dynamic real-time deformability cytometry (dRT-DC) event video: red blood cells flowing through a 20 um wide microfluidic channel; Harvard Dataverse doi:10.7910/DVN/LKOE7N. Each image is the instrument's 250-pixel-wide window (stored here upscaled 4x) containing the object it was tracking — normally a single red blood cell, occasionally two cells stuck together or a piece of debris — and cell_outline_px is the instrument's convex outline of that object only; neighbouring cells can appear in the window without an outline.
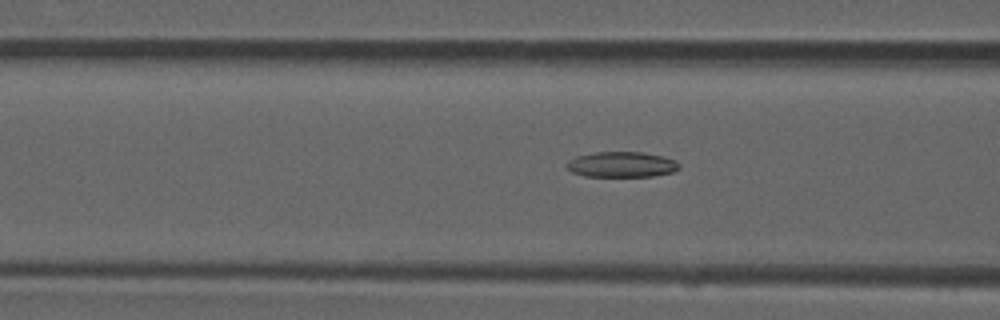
{"species": "common noctule bat (a hibernating species)", "species_latin": "Nyctalus noctula", "temperature_condition": "room temperature", "stored_images_in_passage": 42, "camera_frame_rate_fps": 3000, "um_per_image_px": 0.085, "animal": {"sex": "male", "forearm_length_mm": 52.5}, "frame": {"image": 1, "passage_image": 20, "time_ms": 6.333, "image_size_px": [1000, 320], "cell_outline_px": [[680, 168], [672, 172], [652, 176], [584, 176], [572, 172], [564, 164], [568, 160], [576, 156], [596, 152], [644, 152], [664, 156], [676, 160], [680, 164]], "centroid_in_image_um": [52.85, 13.97], "position_along_channel_um": 113.8, "area_um2": 16.82}}
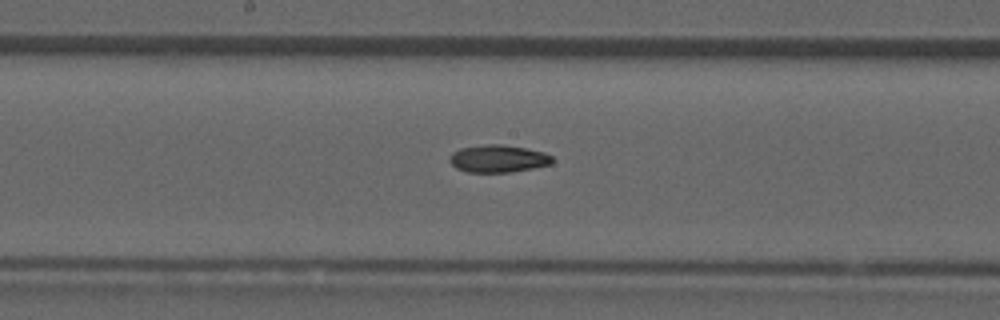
{"frame": {"image": 2, "passage_image": 27, "time_ms": 8.667, "image_size_px": [1000, 320], "cell_outline_px": [[552, 164], [512, 172], [468, 172], [456, 168], [448, 160], [448, 156], [452, 152], [460, 148], [488, 144], [504, 144], [544, 152], [552, 156]], "centroid_in_image_um": [42.31, 13.48], "position_along_channel_um": 205.9, "area_um2": 16.47}}
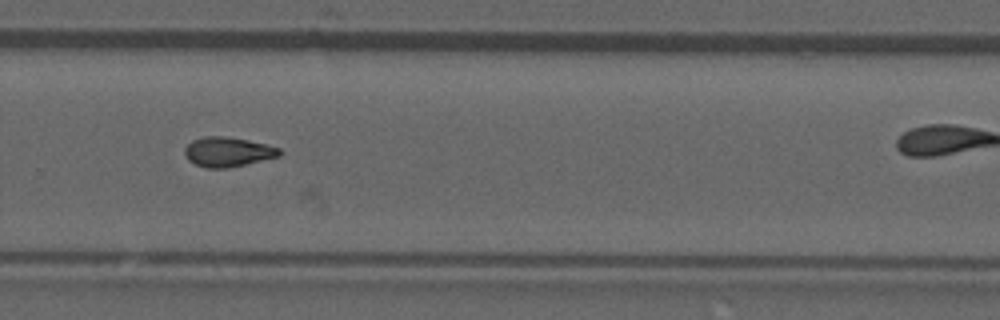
{"frame": {"image": 3, "passage_image": 35, "time_ms": 11.333, "image_size_px": [1000, 320], "cell_outline_px": [[284, 152], [280, 156], [228, 168], [208, 168], [196, 164], [188, 160], [184, 152], [184, 148], [192, 140], [204, 136], [224, 136], [248, 140], [268, 144], [280, 148]], "centroid_in_image_um": [19.39, 12.9], "position_along_channel_um": 310.4, "area_um2": 16.47}}